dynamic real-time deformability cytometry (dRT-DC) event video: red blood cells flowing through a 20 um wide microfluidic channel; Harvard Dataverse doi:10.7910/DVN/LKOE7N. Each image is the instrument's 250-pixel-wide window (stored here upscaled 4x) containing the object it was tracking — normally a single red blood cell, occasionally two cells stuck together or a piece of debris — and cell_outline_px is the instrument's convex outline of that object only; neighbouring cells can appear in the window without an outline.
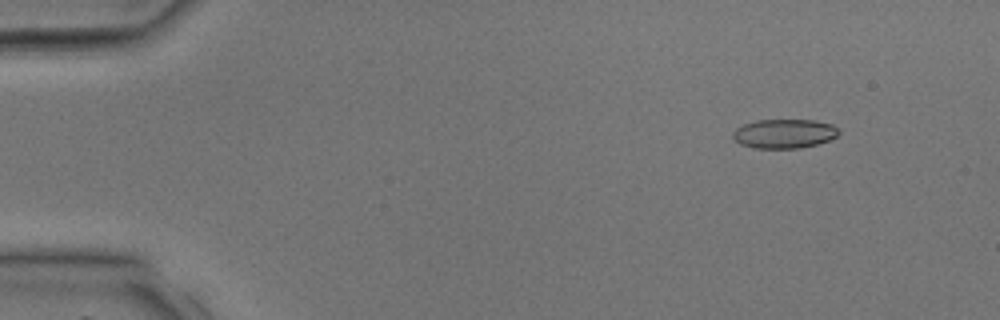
{"species": "common noctule bat (a hibernating species)", "species_latin": "Nyctalus noctula", "temperature_condition": "room temperature", "stored_images_in_passage": 39, "camera_frame_rate_fps": 3000, "um_per_image_px": 0.085, "animal": {"sex": "male", "body_mass_g": 17.9, "forearm_length_mm": 54.2}, "frame": {"image": 1, "passage_image": 4, "time_ms": 1.0, "image_size_px": [1000, 320], "cell_outline_px": [[840, 132], [836, 136], [828, 140], [816, 144], [800, 148], [752, 148], [740, 144], [732, 136], [732, 132], [736, 128], [744, 124], [756, 120], [812, 120], [832, 124]], "centroid_in_image_um": [66.63, 11.36], "position_along_channel_um": 18.4, "area_um2": 17.92}}
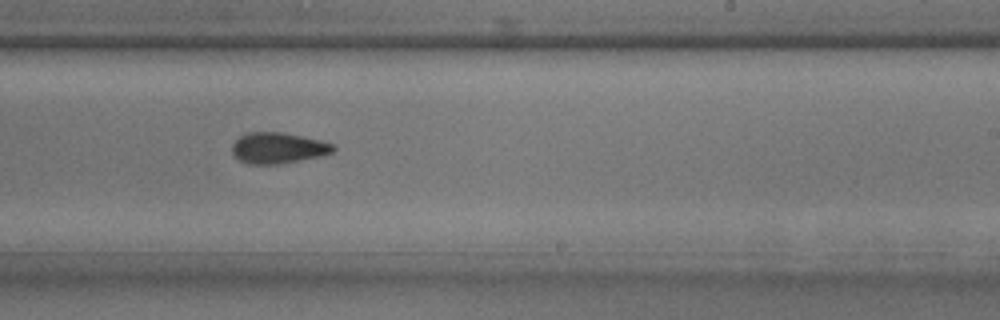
{"frame": {"image": 2, "passage_image": 24, "time_ms": 7.667, "image_size_px": [1000, 320], "cell_outline_px": [[336, 148], [332, 152], [316, 156], [276, 164], [248, 164], [240, 160], [232, 152], [232, 144], [240, 136], [248, 132], [284, 132], [320, 140], [336, 144]], "centroid_in_image_um": [23.62, 12.56], "position_along_channel_um": 265.4, "area_um2": 17.98}}
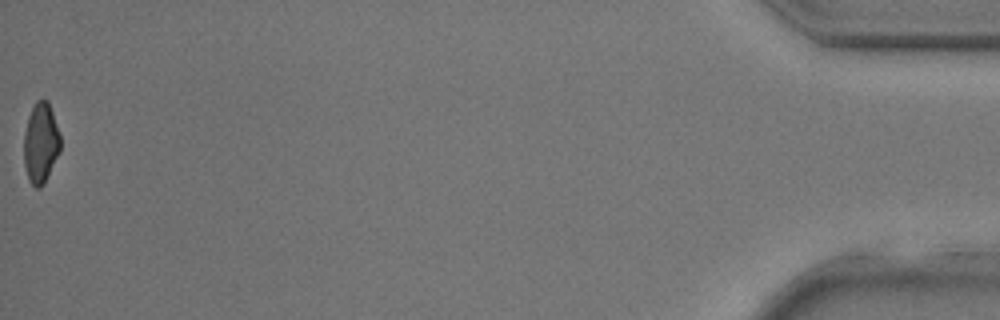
{"frame": {"image": 3, "passage_image": 39, "time_ms": 12.667, "image_size_px": [1000, 320], "cell_outline_px": [[60, 152], [44, 184], [40, 188], [36, 188], [28, 180], [24, 164], [24, 132], [28, 116], [36, 100], [48, 100], [60, 136]], "centroid_in_image_um": [3.45, 12.18], "position_along_channel_um": 431.7, "area_um2": 17.11}}